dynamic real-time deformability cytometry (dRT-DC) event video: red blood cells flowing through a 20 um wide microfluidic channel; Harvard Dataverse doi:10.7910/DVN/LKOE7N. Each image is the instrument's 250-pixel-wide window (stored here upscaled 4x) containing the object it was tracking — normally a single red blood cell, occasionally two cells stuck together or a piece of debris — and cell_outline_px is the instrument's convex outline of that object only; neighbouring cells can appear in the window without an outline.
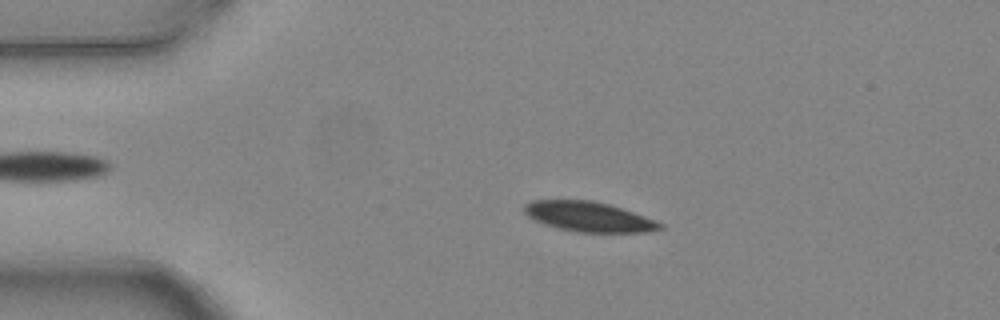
{"species": "common noctule bat (a hibernating species)", "species_latin": "Nyctalus noctula", "temperature_condition": "warm", "stored_images_in_passage": 4, "camera_frame_rate_fps": 3000, "um_per_image_px": 0.085, "animal": {"sex": "female", "body_mass_g": 24.6, "forearm_length_mm": 56.2}, "frame": {"image": 1, "passage_image": 3, "time_ms": 0.667, "image_size_px": [1000, 320], "cell_outline_px": [[664, 228], [648, 232], [576, 232], [556, 228], [536, 220], [528, 216], [524, 212], [524, 204], [532, 200], [592, 200], [608, 204], [656, 220], [664, 224]], "centroid_in_image_um": [50.05, 18.42], "position_along_channel_um": 34.9, "area_um2": 23.58}}